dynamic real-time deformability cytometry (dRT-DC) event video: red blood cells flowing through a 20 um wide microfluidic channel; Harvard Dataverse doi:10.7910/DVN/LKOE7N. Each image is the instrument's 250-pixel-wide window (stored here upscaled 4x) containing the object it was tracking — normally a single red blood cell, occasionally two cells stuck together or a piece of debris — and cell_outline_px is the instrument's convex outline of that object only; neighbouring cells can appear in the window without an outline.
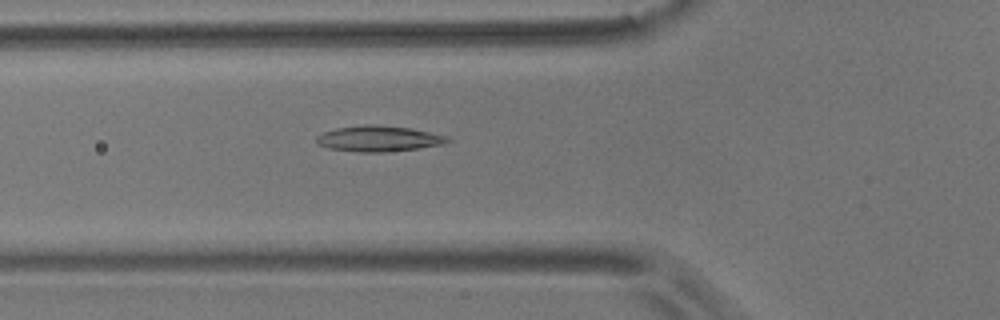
{"species": "common noctule bat (a hibernating species)", "species_latin": "Nyctalus noctula", "temperature_condition": "room temperature", "stored_images_in_passage": 2, "camera_frame_rate_fps": 3000, "um_per_image_px": 0.085, "animal": {"sex": "male", "body_mass_g": 17.9}, "frame": {"image": 1, "passage_image": 2, "time_ms": 1.0, "image_size_px": [1000, 320], "cell_outline_px": [[452, 140], [444, 144], [416, 148], [384, 152], [356, 152], [328, 148], [316, 144], [316, 136], [324, 132], [336, 128], [364, 124], [372, 124], [412, 128], [448, 136]], "centroid_in_image_um": [32.17, 11.78], "position_along_channel_um": 93.6, "area_um2": 19.77}}